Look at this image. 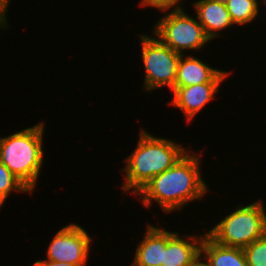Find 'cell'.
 Here are the masks:
<instances>
[{
    "label": "cell",
    "mask_w": 266,
    "mask_h": 266,
    "mask_svg": "<svg viewBox=\"0 0 266 266\" xmlns=\"http://www.w3.org/2000/svg\"><path fill=\"white\" fill-rule=\"evenodd\" d=\"M190 149L136 194L144 207L149 208L156 202L165 214H169L181 211L190 202L201 200L210 192L200 167V158L204 154Z\"/></svg>",
    "instance_id": "obj_1"
},
{
    "label": "cell",
    "mask_w": 266,
    "mask_h": 266,
    "mask_svg": "<svg viewBox=\"0 0 266 266\" xmlns=\"http://www.w3.org/2000/svg\"><path fill=\"white\" fill-rule=\"evenodd\" d=\"M135 150L124 158L121 170L123 193L136 195L152 178L172 167L187 151L184 145L169 138L151 135L141 129Z\"/></svg>",
    "instance_id": "obj_2"
},
{
    "label": "cell",
    "mask_w": 266,
    "mask_h": 266,
    "mask_svg": "<svg viewBox=\"0 0 266 266\" xmlns=\"http://www.w3.org/2000/svg\"><path fill=\"white\" fill-rule=\"evenodd\" d=\"M39 122L9 136L0 137V162L3 163L30 191L35 186L44 165V128Z\"/></svg>",
    "instance_id": "obj_3"
},
{
    "label": "cell",
    "mask_w": 266,
    "mask_h": 266,
    "mask_svg": "<svg viewBox=\"0 0 266 266\" xmlns=\"http://www.w3.org/2000/svg\"><path fill=\"white\" fill-rule=\"evenodd\" d=\"M263 199L246 205L224 216L206 234L216 243L227 247L244 248L266 234V207Z\"/></svg>",
    "instance_id": "obj_4"
},
{
    "label": "cell",
    "mask_w": 266,
    "mask_h": 266,
    "mask_svg": "<svg viewBox=\"0 0 266 266\" xmlns=\"http://www.w3.org/2000/svg\"><path fill=\"white\" fill-rule=\"evenodd\" d=\"M162 13L151 34L176 53L185 55L187 50H204L202 47L211 42L197 16H189L184 8Z\"/></svg>",
    "instance_id": "obj_5"
},
{
    "label": "cell",
    "mask_w": 266,
    "mask_h": 266,
    "mask_svg": "<svg viewBox=\"0 0 266 266\" xmlns=\"http://www.w3.org/2000/svg\"><path fill=\"white\" fill-rule=\"evenodd\" d=\"M139 36L145 72L143 90L150 93L166 86L172 91L175 88L181 54L163 44L155 35L143 33Z\"/></svg>",
    "instance_id": "obj_6"
},
{
    "label": "cell",
    "mask_w": 266,
    "mask_h": 266,
    "mask_svg": "<svg viewBox=\"0 0 266 266\" xmlns=\"http://www.w3.org/2000/svg\"><path fill=\"white\" fill-rule=\"evenodd\" d=\"M93 238L74 222L62 227L49 243L46 259L50 261L86 266ZM88 260V261H87Z\"/></svg>",
    "instance_id": "obj_7"
},
{
    "label": "cell",
    "mask_w": 266,
    "mask_h": 266,
    "mask_svg": "<svg viewBox=\"0 0 266 266\" xmlns=\"http://www.w3.org/2000/svg\"><path fill=\"white\" fill-rule=\"evenodd\" d=\"M222 82H207L192 86H175L172 90L173 98L169 101L185 116L186 122H191L207 104L215 99Z\"/></svg>",
    "instance_id": "obj_8"
},
{
    "label": "cell",
    "mask_w": 266,
    "mask_h": 266,
    "mask_svg": "<svg viewBox=\"0 0 266 266\" xmlns=\"http://www.w3.org/2000/svg\"><path fill=\"white\" fill-rule=\"evenodd\" d=\"M188 235L168 231V243L161 266H194L201 258V243L204 235Z\"/></svg>",
    "instance_id": "obj_9"
},
{
    "label": "cell",
    "mask_w": 266,
    "mask_h": 266,
    "mask_svg": "<svg viewBox=\"0 0 266 266\" xmlns=\"http://www.w3.org/2000/svg\"><path fill=\"white\" fill-rule=\"evenodd\" d=\"M185 56V57H184ZM231 74L203 62L196 56L181 55L175 86H192L207 82H223Z\"/></svg>",
    "instance_id": "obj_10"
},
{
    "label": "cell",
    "mask_w": 266,
    "mask_h": 266,
    "mask_svg": "<svg viewBox=\"0 0 266 266\" xmlns=\"http://www.w3.org/2000/svg\"><path fill=\"white\" fill-rule=\"evenodd\" d=\"M146 231L136 246L134 259L130 266H161L164 251L168 243V230L152 224H146Z\"/></svg>",
    "instance_id": "obj_11"
},
{
    "label": "cell",
    "mask_w": 266,
    "mask_h": 266,
    "mask_svg": "<svg viewBox=\"0 0 266 266\" xmlns=\"http://www.w3.org/2000/svg\"><path fill=\"white\" fill-rule=\"evenodd\" d=\"M193 7L199 23L205 34L214 40L220 37V33L234 26L225 3L213 0L193 1Z\"/></svg>",
    "instance_id": "obj_12"
},
{
    "label": "cell",
    "mask_w": 266,
    "mask_h": 266,
    "mask_svg": "<svg viewBox=\"0 0 266 266\" xmlns=\"http://www.w3.org/2000/svg\"><path fill=\"white\" fill-rule=\"evenodd\" d=\"M201 258L209 266H248L243 248L220 245L207 234L201 243Z\"/></svg>",
    "instance_id": "obj_13"
},
{
    "label": "cell",
    "mask_w": 266,
    "mask_h": 266,
    "mask_svg": "<svg viewBox=\"0 0 266 266\" xmlns=\"http://www.w3.org/2000/svg\"><path fill=\"white\" fill-rule=\"evenodd\" d=\"M225 4L233 24L242 26L257 19L261 11L260 4L264 5V0H228Z\"/></svg>",
    "instance_id": "obj_14"
},
{
    "label": "cell",
    "mask_w": 266,
    "mask_h": 266,
    "mask_svg": "<svg viewBox=\"0 0 266 266\" xmlns=\"http://www.w3.org/2000/svg\"><path fill=\"white\" fill-rule=\"evenodd\" d=\"M28 193L31 191L3 164L0 162V209L7 197L13 193Z\"/></svg>",
    "instance_id": "obj_15"
},
{
    "label": "cell",
    "mask_w": 266,
    "mask_h": 266,
    "mask_svg": "<svg viewBox=\"0 0 266 266\" xmlns=\"http://www.w3.org/2000/svg\"><path fill=\"white\" fill-rule=\"evenodd\" d=\"M248 266H266V234L243 248Z\"/></svg>",
    "instance_id": "obj_16"
},
{
    "label": "cell",
    "mask_w": 266,
    "mask_h": 266,
    "mask_svg": "<svg viewBox=\"0 0 266 266\" xmlns=\"http://www.w3.org/2000/svg\"><path fill=\"white\" fill-rule=\"evenodd\" d=\"M182 0H141L139 4L141 7H152L158 9L160 12L172 11L184 8Z\"/></svg>",
    "instance_id": "obj_17"
},
{
    "label": "cell",
    "mask_w": 266,
    "mask_h": 266,
    "mask_svg": "<svg viewBox=\"0 0 266 266\" xmlns=\"http://www.w3.org/2000/svg\"><path fill=\"white\" fill-rule=\"evenodd\" d=\"M32 266H80L70 263H61L56 261H50V260H37L33 263Z\"/></svg>",
    "instance_id": "obj_18"
},
{
    "label": "cell",
    "mask_w": 266,
    "mask_h": 266,
    "mask_svg": "<svg viewBox=\"0 0 266 266\" xmlns=\"http://www.w3.org/2000/svg\"><path fill=\"white\" fill-rule=\"evenodd\" d=\"M11 0H0V16L8 23V7L10 6Z\"/></svg>",
    "instance_id": "obj_19"
},
{
    "label": "cell",
    "mask_w": 266,
    "mask_h": 266,
    "mask_svg": "<svg viewBox=\"0 0 266 266\" xmlns=\"http://www.w3.org/2000/svg\"><path fill=\"white\" fill-rule=\"evenodd\" d=\"M9 24L0 16V29H8Z\"/></svg>",
    "instance_id": "obj_20"
},
{
    "label": "cell",
    "mask_w": 266,
    "mask_h": 266,
    "mask_svg": "<svg viewBox=\"0 0 266 266\" xmlns=\"http://www.w3.org/2000/svg\"><path fill=\"white\" fill-rule=\"evenodd\" d=\"M194 266H209L202 258H200Z\"/></svg>",
    "instance_id": "obj_21"
},
{
    "label": "cell",
    "mask_w": 266,
    "mask_h": 266,
    "mask_svg": "<svg viewBox=\"0 0 266 266\" xmlns=\"http://www.w3.org/2000/svg\"><path fill=\"white\" fill-rule=\"evenodd\" d=\"M213 1L220 2V3H226L228 0H213Z\"/></svg>",
    "instance_id": "obj_22"
}]
</instances>
